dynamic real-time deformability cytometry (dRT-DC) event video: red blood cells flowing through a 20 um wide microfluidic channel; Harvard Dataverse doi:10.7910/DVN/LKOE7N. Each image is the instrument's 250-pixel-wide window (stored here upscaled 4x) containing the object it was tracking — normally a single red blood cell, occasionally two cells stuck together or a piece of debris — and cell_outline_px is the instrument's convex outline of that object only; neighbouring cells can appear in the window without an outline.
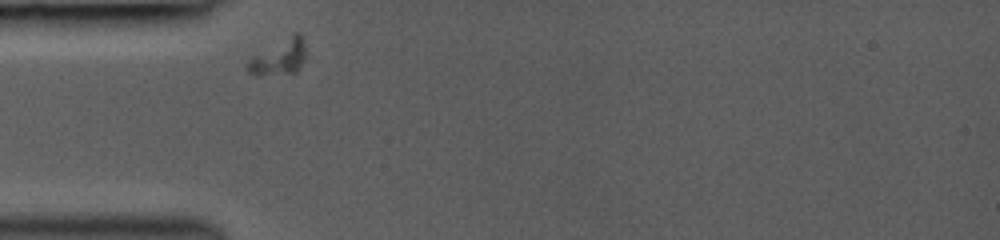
{"species": "common noctule bat (a hibernating species)", "species_latin": "Nyctalus noctula", "temperature_condition": "room temperature", "stored_images_in_passage": 28, "camera_frame_rate_fps": 3000, "um_per_image_px": 0.085, "animal": {"sex": "female", "body_mass_g": 19.0, "forearm_length_mm": 53.3}, "frame": {"image": 1, "passage_image": 1, "time_ms": 0.0, "image_size_px": [1000, 240], "cell_outline_px": [[304, 60], [300, 68], [296, 72], [248, 72], [248, 60], [252, 56], [296, 32], [300, 32], [304, 48]], "centroid_in_image_um": [23.78, 4.8], "position_along_channel_um": 61.2, "area_um2": 11.1}}
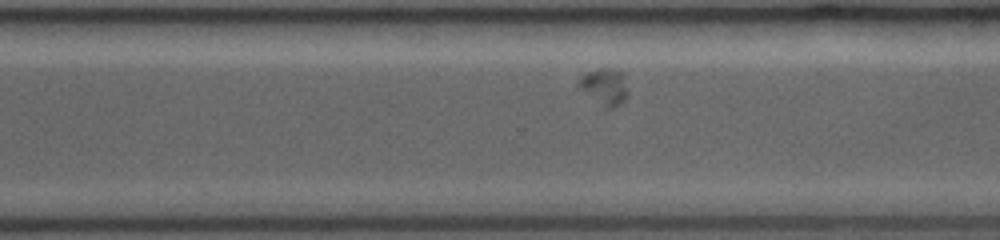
{"frame": {"image": 2, "passage_image": 21, "time_ms": 6.667, "image_size_px": [1000, 240], "cell_outline_px": [[628, 92], [624, 100], [620, 104], [612, 108], [604, 108], [580, 88], [580, 80], [588, 72], [600, 68], [620, 68], [624, 72]], "centroid_in_image_um": [51.48, 7.34], "position_along_channel_um": 319.1, "area_um2": 10.4}}
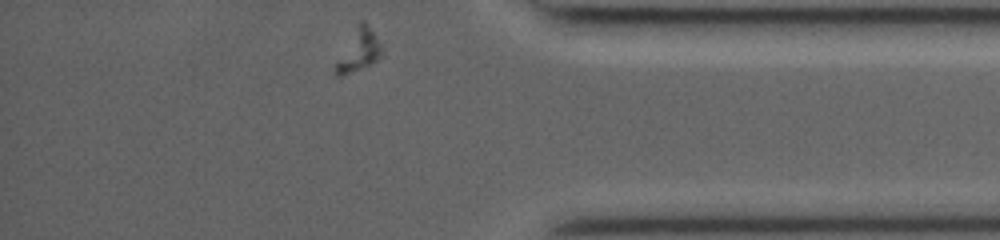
{"frame": {"image": 3, "passage_image": 28, "time_ms": 9.0, "image_size_px": [1000, 240], "cell_outline_px": [[384, 56], [368, 64], [340, 76], [336, 76], [336, 64], [360, 20], [364, 20], [380, 44]], "centroid_in_image_um": [30.54, 4.28], "position_along_channel_um": 404.7, "area_um2": 10.29}}